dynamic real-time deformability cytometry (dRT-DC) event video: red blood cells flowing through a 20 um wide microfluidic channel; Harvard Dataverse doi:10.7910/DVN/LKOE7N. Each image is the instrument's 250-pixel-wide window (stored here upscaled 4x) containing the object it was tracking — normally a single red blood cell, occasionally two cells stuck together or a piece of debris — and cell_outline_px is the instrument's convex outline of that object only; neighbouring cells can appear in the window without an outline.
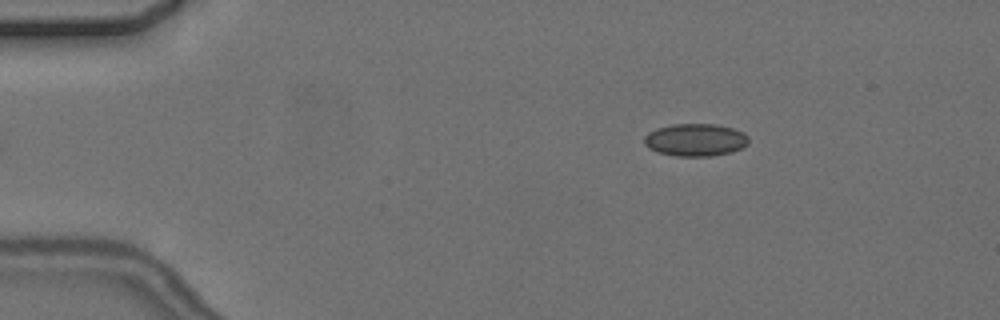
{"species": "common noctule bat (a hibernating species)", "species_latin": "Nyctalus noctula", "temperature_condition": "cold", "stored_images_in_passage": 3, "camera_frame_rate_fps": 3000, "um_per_image_px": 0.085, "animal": {"sex": "female", "body_mass_g": 24.6, "forearm_length_mm": 56.2}, "frame": {"image": 1, "passage_image": 1, "time_ms": 0.0, "image_size_px": [1000, 320], "cell_outline_px": [[748, 144], [740, 148], [728, 152], [712, 156], [676, 156], [656, 152], [648, 148], [644, 144], [644, 136], [648, 132], [656, 128], [672, 124], [716, 124], [732, 128], [744, 132], [748, 136]], "centroid_in_image_um": [59.07, 11.88], "position_along_channel_um": 25.9, "area_um2": 19.88}}